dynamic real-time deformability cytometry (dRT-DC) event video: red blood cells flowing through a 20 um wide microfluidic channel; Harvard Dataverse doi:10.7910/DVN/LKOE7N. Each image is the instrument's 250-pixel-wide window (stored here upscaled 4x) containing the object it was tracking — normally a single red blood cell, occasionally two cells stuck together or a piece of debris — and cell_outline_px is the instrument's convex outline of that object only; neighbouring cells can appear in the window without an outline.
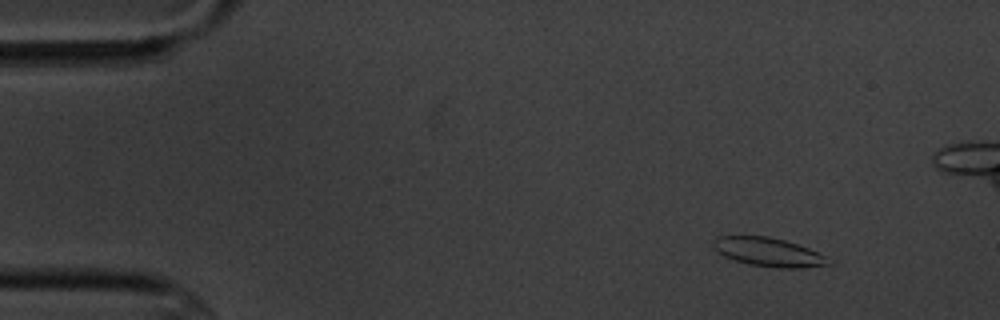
{"species": "common noctule bat (a hibernating species)", "species_latin": "Nyctalus noctula", "temperature_condition": "cold", "stored_images_in_passage": 4, "camera_frame_rate_fps": 3000, "um_per_image_px": 0.085, "animal": {"sex": "male", "body_mass_g": 20.1, "forearm_length_mm": 53.5}, "frame": {"image": 1, "passage_image": 1, "time_ms": 0.0, "image_size_px": [1000, 320], "cell_outline_px": [[832, 264], [804, 268], [776, 268], [748, 264], [724, 256], [716, 252], [712, 244], [712, 240], [716, 236], [768, 236], [784, 240], [808, 248], [824, 256]], "centroid_in_image_um": [65.26, 21.43], "position_along_channel_um": 19.7, "area_um2": 19.25}}